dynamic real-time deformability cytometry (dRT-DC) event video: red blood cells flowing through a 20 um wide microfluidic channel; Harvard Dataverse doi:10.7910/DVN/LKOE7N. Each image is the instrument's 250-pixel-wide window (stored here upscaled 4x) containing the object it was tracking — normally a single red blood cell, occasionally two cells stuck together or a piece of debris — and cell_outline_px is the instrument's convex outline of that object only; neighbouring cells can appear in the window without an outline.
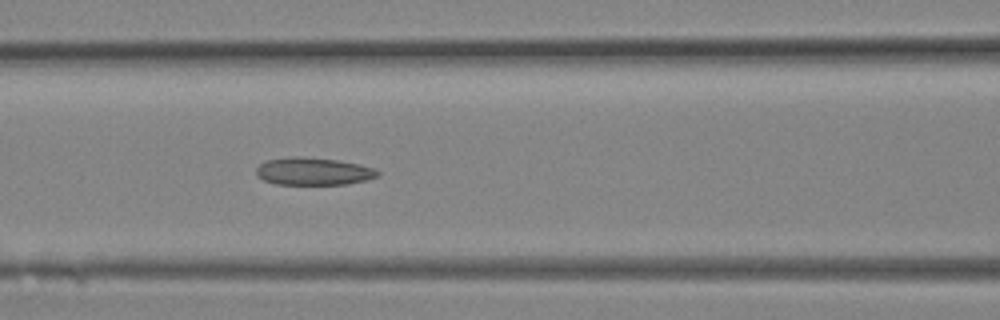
{"species": "Egyptian fruit bat (a non-hibernating species)", "species_latin": "Rousettus aegyptiacus", "temperature_condition": "room temperature", "stored_images_in_passage": 12, "camera_frame_rate_fps": 3000, "um_per_image_px": 0.085, "animal": {"sex": "female"}, "frame": {"image": 1, "passage_image": 12, "time_ms": 3.667, "image_size_px": [1000, 320], "cell_outline_px": [[380, 176], [368, 180], [344, 184], [276, 184], [264, 180], [256, 176], [256, 168], [264, 160], [292, 156], [296, 156], [336, 160], [360, 164], [376, 168], [380, 172]], "centroid_in_image_um": [26.65, 14.56], "position_along_channel_um": 140.0, "area_um2": 19.65}}